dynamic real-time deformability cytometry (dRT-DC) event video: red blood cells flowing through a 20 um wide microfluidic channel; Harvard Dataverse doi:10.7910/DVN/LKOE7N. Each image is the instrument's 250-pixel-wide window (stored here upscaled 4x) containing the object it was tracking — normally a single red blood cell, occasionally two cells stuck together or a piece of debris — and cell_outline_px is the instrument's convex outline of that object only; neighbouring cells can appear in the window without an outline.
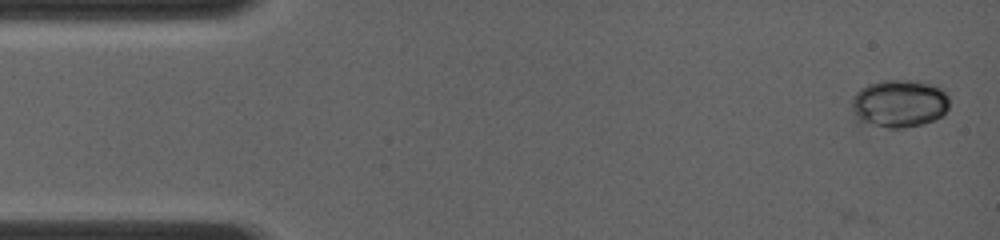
{"species": "common noctule bat (a hibernating species)", "species_latin": "Nyctalus noctula", "temperature_condition": "room temperature", "stored_images_in_passage": 17, "camera_frame_rate_fps": 4000, "um_per_image_px": 0.085, "animal": {"sex": "female", "body_mass_g": 19.0, "forearm_length_mm": 56.7}, "frame": {"image": 1, "passage_image": 1, "time_ms": 0.0, "image_size_px": [1000, 240], "cell_outline_px": [[948, 108], [944, 116], [924, 124], [904, 128], [888, 128], [860, 120], [852, 112], [852, 96], [860, 88], [868, 84], [880, 80], [916, 80], [940, 84], [948, 96]], "centroid_in_image_um": [76.5, 8.77], "position_along_channel_um": 8.5, "area_um2": 27.74}}